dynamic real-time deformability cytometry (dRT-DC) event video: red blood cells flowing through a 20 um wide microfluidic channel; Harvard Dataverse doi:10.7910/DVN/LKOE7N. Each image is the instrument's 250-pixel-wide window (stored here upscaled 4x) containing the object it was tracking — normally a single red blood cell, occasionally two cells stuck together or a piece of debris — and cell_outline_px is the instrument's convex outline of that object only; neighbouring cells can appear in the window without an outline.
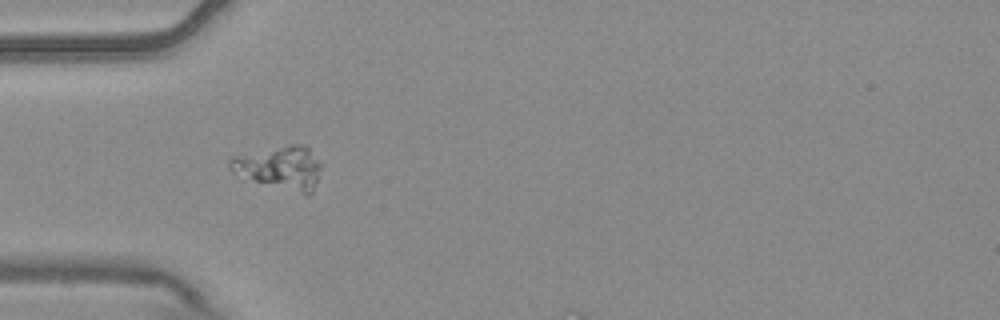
{"species": "common noctule bat (a hibernating species)", "species_latin": "Nyctalus noctula", "temperature_condition": "warm", "stored_images_in_passage": 4, "camera_frame_rate_fps": 3000, "um_per_image_px": 0.085, "animal": {"sex": "male", "body_mass_g": 20.4}, "frame": {"image": 1, "passage_image": 3, "time_ms": 0.667, "image_size_px": [1000, 320], "cell_outline_px": [[324, 164], [312, 192], [308, 196], [256, 180], [232, 172], [228, 168], [228, 160], [232, 156], [288, 144], [304, 144]], "centroid_in_image_um": [23.86, 14.22], "position_along_channel_um": 61.1, "area_um2": 22.95}}